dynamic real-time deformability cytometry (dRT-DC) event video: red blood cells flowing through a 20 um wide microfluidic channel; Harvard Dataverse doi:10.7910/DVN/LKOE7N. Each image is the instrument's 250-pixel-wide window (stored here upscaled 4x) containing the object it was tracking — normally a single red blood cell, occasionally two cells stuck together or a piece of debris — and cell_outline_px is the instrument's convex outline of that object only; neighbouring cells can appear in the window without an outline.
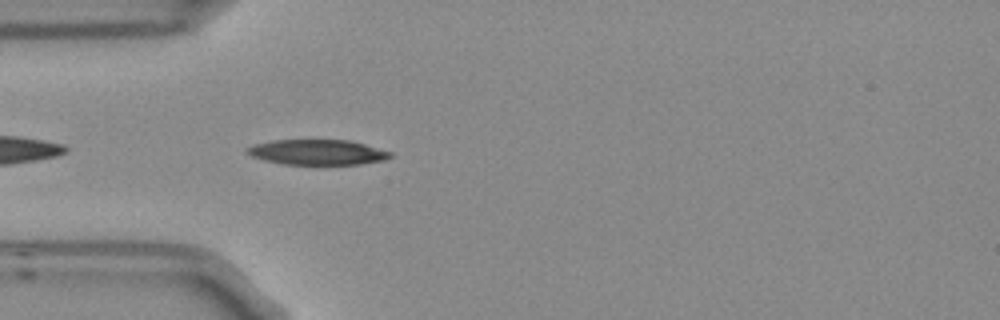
{"species": "Egyptian fruit bat (a non-hibernating species)", "species_latin": "Rousettus aegyptiacus", "temperature_condition": "room temperature", "stored_images_in_passage": 3, "camera_frame_rate_fps": 3000, "um_per_image_px": 0.085, "frame": {"image": 1, "passage_image": 3, "time_ms": 0.667, "image_size_px": [1000, 320], "cell_outline_px": [[392, 156], [384, 160], [360, 164], [284, 164], [264, 160], [252, 156], [248, 152], [248, 148], [252, 144], [272, 140], [352, 140], [392, 152]], "centroid_in_image_um": [27.01, 12.93], "position_along_channel_um": 58.0, "area_um2": 20.98}}